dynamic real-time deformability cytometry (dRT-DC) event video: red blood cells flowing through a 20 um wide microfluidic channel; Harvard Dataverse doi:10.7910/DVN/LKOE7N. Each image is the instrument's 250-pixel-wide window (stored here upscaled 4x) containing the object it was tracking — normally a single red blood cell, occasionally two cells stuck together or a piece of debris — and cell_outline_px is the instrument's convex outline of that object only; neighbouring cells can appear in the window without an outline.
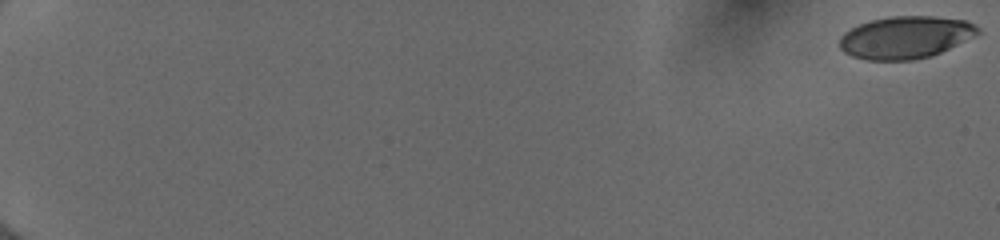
{"species": "human", "species_latin": "Homo sapiens", "temperature_condition": "cold", "stored_images_in_passage": 55, "camera_frame_rate_fps": 3000, "um_per_image_px": 0.085, "donor": {"sex": "female"}, "frame": {"image": 1, "passage_image": 1, "time_ms": 0.0, "image_size_px": [1000, 240], "cell_outline_px": [[980, 32], [932, 56], [912, 60], [868, 60], [852, 56], [844, 52], [840, 48], [840, 36], [844, 32], [860, 24], [872, 20], [892, 16], [936, 16], [964, 20], [980, 28]], "centroid_in_image_um": [76.93, 3.17], "position_along_channel_um": 8.1, "area_um2": 33.76}}
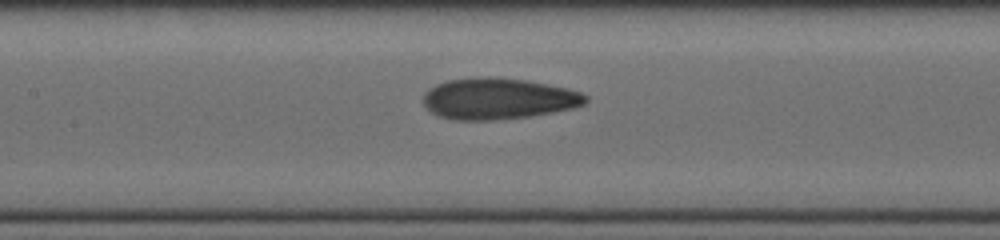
{"frame": {"image": 2, "passage_image": 30, "time_ms": 9.667, "image_size_px": [1000, 240], "cell_outline_px": [[588, 100], [584, 104], [576, 108], [528, 116], [492, 120], [452, 120], [440, 116], [432, 112], [424, 104], [424, 92], [428, 88], [436, 84], [448, 80], [480, 76], [496, 76], [524, 80], [548, 84], [568, 88], [580, 92], [588, 96]], "centroid_in_image_um": [42.36, 8.37], "position_along_channel_um": 165.0, "area_um2": 39.19}}
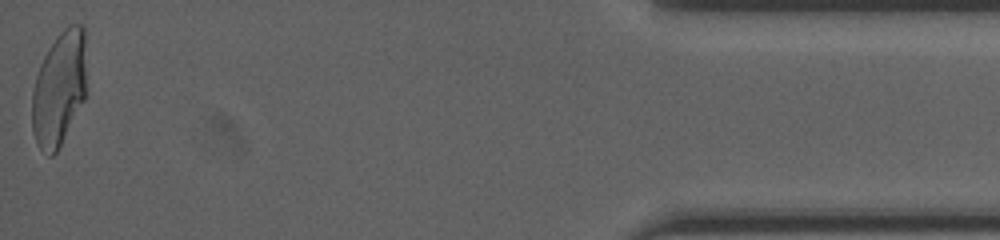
{"frame": {"image": 3, "passage_image": 55, "time_ms": 18.0, "image_size_px": [1000, 240], "cell_outline_px": [[84, 100], [56, 152], [52, 156], [48, 156], [36, 144], [32, 132], [32, 88], [40, 64], [48, 48], [60, 32], [68, 24], [84, 24]], "centroid_in_image_um": [4.99, 7.54], "position_along_channel_um": 430.2, "area_um2": 35.95}, "authors_computed_cell_mechanics": {"area_um2": 36.8186, "velocity_mm_per_s": 4.0023, "shape_relaxation_time_tau1_ms": 6.1163, "shape_relaxation_time_tau2_ms": 1.1832, "deformation_change_tau1": 0.2167, "deformation_change_tau2": 0.0747}}